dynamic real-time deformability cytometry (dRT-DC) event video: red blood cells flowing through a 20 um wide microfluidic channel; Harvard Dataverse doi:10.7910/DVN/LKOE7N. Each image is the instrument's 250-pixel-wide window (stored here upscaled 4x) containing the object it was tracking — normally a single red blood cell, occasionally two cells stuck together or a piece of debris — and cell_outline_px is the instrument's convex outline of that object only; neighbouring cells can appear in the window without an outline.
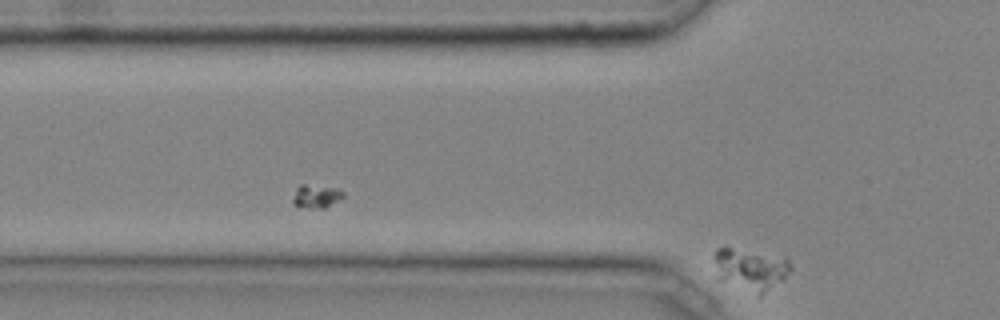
{"species": "common noctule bat (a hibernating species)", "species_latin": "Nyctalus noctula", "temperature_condition": "cold", "stored_images_in_passage": 6, "camera_frame_rate_fps": 3000, "um_per_image_px": 0.085, "animal": {"sex": "male", "body_mass_g": 20.4}, "frame": {"image": 1, "passage_image": 6, "time_ms": 1.667, "image_size_px": [1000, 320], "cell_outline_px": [[792, 268], [760, 300], [716, 280], [712, 256], [716, 248], [732, 248], [784, 256], [788, 260]], "centroid_in_image_um": [63.7, 22.97], "position_along_channel_um": 62.1, "area_um2": 19.88}}